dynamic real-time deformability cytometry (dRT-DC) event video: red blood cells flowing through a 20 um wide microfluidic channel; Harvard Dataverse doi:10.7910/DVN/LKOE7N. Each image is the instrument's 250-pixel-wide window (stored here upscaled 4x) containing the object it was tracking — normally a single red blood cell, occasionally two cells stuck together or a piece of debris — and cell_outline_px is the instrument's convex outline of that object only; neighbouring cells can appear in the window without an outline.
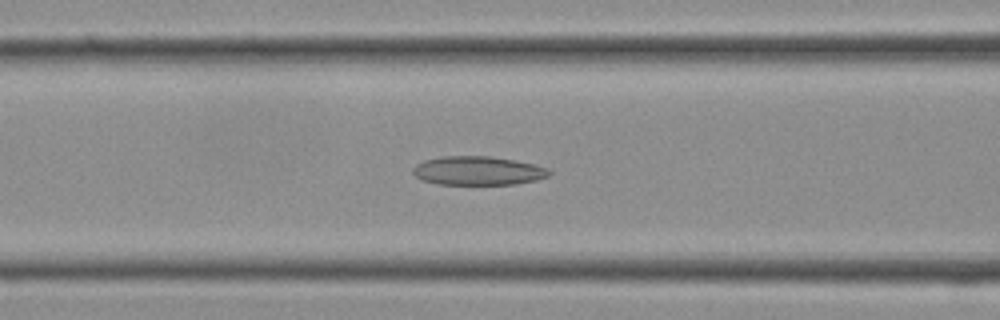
{"species": "Egyptian fruit bat (a non-hibernating species)", "species_latin": "Rousettus aegyptiacus", "temperature_condition": "cold", "stored_images_in_passage": 22, "camera_frame_rate_fps": 3000, "um_per_image_px": 0.085, "frame": {"image": 1, "passage_image": 7, "time_ms": 2.0, "image_size_px": [1000, 320], "cell_outline_px": [[552, 172], [548, 176], [536, 180], [516, 184], [436, 184], [420, 180], [412, 172], [412, 168], [416, 164], [424, 160], [444, 156], [492, 156], [516, 160], [536, 164], [548, 168]], "centroid_in_image_um": [40.63, 14.51], "position_along_channel_um": 126.0, "area_um2": 23.12}}
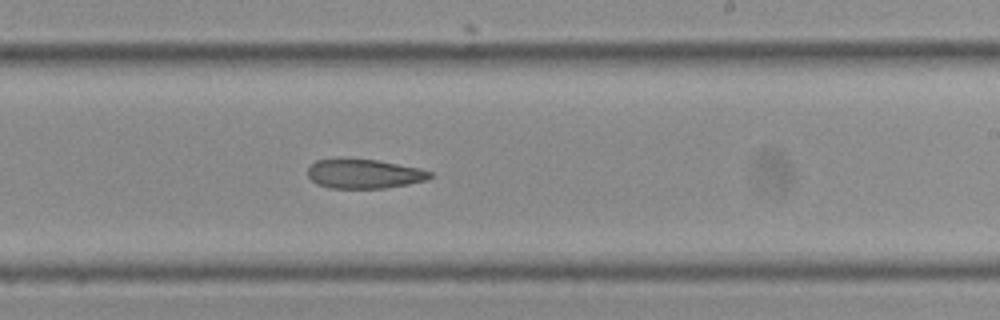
{"frame": {"image": 2, "passage_image": 13, "time_ms": 4.0, "image_size_px": [1000, 320], "cell_outline_px": [[432, 176], [428, 180], [408, 184], [384, 188], [328, 188], [316, 184], [308, 176], [308, 168], [316, 160], [340, 156], [376, 160], [420, 168], [432, 172]], "centroid_in_image_um": [30.91, 14.74], "position_along_channel_um": 258.1, "area_um2": 21.44}}
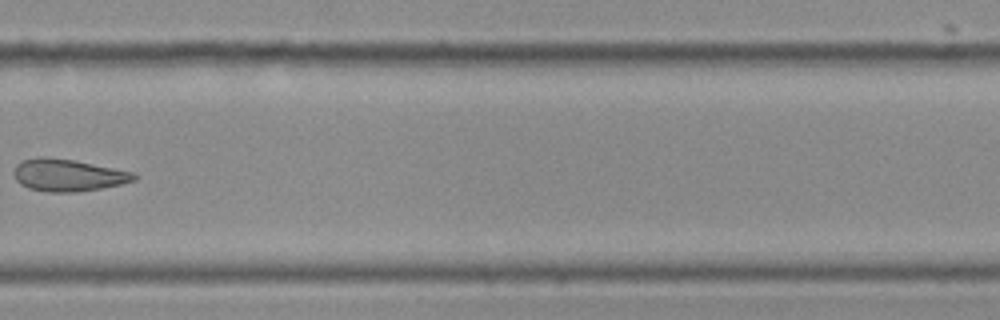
{"frame": {"image": 3, "passage_image": 16, "time_ms": 5.0, "image_size_px": [1000, 320], "cell_outline_px": [[136, 180], [120, 184], [100, 188], [76, 192], [48, 192], [28, 188], [20, 184], [16, 180], [12, 172], [16, 164], [20, 160], [40, 156], [76, 160], [136, 172]], "centroid_in_image_um": [5.75, 14.87], "position_along_channel_um": 324.0, "area_um2": 22.83}}